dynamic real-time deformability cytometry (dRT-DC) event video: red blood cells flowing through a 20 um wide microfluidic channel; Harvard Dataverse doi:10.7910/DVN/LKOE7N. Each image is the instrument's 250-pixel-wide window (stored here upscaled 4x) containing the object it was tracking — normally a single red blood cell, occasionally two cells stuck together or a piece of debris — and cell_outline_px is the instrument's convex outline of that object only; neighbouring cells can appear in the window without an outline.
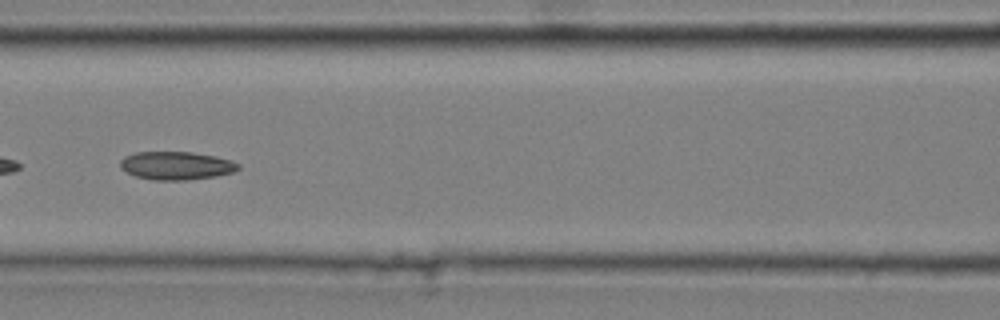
{"species": "common noctule bat (a hibernating species)", "species_latin": "Nyctalus noctula", "temperature_condition": "cold", "stored_images_in_passage": 52, "camera_frame_rate_fps": 3000, "um_per_image_px": 0.085, "animal": {"sex": "male", "body_mass_g": 20.4}, "frame": {"image": 1, "passage_image": 23, "time_ms": 7.333, "image_size_px": [1000, 320], "cell_outline_px": [[240, 168], [232, 172], [216, 176], [188, 180], [152, 180], [136, 176], [120, 168], [120, 160], [124, 156], [136, 152], [192, 152], [216, 156], [232, 160], [240, 164]], "centroid_in_image_um": [14.99, 14.07], "position_along_channel_um": 151.6, "area_um2": 19.48}, "authors_computed_cell_mechanics": {"area_um2": 19.2763, "velocity_mm_per_s": 3.6155, "shape_relaxation_time_tau1_ms": null, "shape_relaxation_time_tau2_ms": 7.1916, "deformation_change_tau1": null, "deformation_change_tau2": 0.1272}}